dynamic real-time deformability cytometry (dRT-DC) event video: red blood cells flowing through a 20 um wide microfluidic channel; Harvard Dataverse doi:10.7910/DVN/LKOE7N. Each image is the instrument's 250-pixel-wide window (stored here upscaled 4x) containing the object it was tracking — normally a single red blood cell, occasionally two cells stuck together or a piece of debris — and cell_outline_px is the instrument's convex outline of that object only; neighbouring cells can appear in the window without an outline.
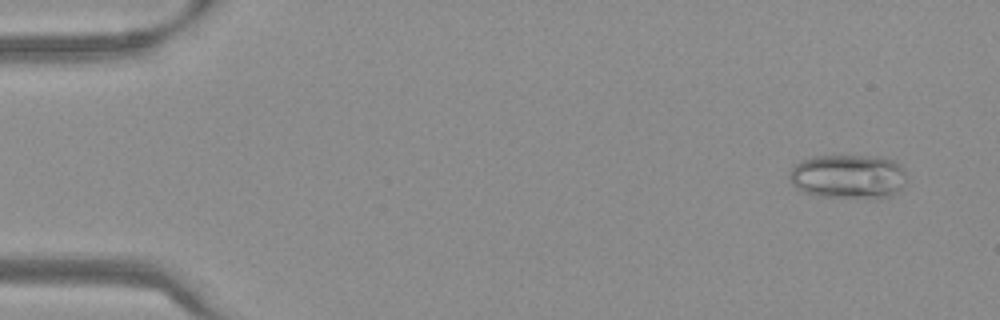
{"species": "Egyptian fruit bat (a non-hibernating species)", "species_latin": "Rousettus aegyptiacus", "temperature_condition": "warm", "stored_images_in_passage": 54, "camera_frame_rate_fps": 3000, "um_per_image_px": 0.085, "frame": {"image": 1, "passage_image": 4, "time_ms": 1.0, "image_size_px": [1000, 320], "cell_outline_px": [[908, 180], [892, 196], [872, 200], [820, 196], [804, 192], [796, 188], [792, 184], [788, 176], [792, 168], [796, 164], [804, 160], [816, 156], [876, 156], [892, 160], [900, 164], [904, 168], [908, 176]], "centroid_in_image_um": [72.16, 15.04], "position_along_channel_um": 12.8, "area_um2": 30.87}}
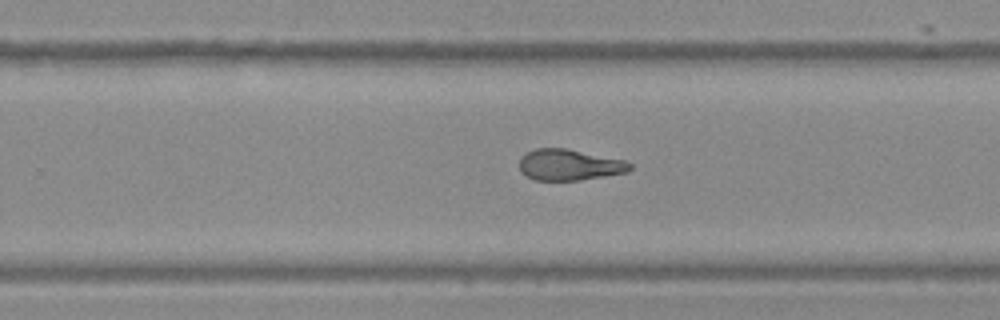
{"frame": {"image": 2, "passage_image": 35, "time_ms": 11.333, "image_size_px": [1000, 320], "cell_outline_px": [[632, 168], [628, 172], [580, 180], [536, 180], [520, 172], [520, 156], [536, 148], [564, 148], [624, 160], [632, 164]], "centroid_in_image_um": [48.39, 14.01], "position_along_channel_um": 281.4, "area_um2": 19.88}}
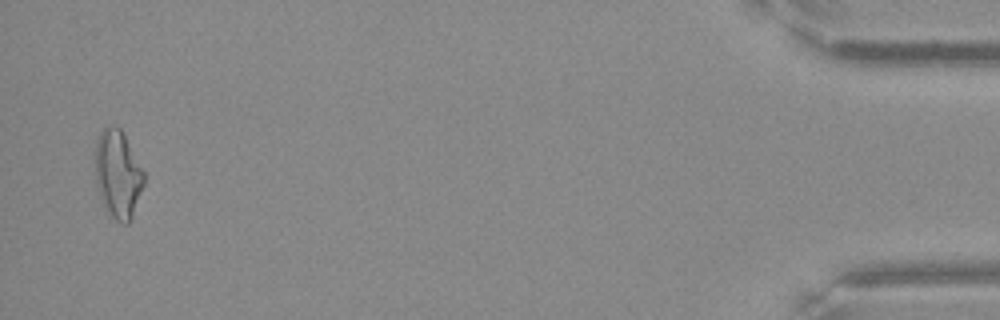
{"frame": {"image": 3, "passage_image": 53, "time_ms": 17.333, "image_size_px": [1000, 320], "cell_outline_px": [[144, 184], [132, 216], [128, 224], [120, 224], [108, 212], [104, 204], [96, 184], [96, 140], [100, 132], [104, 128], [120, 128], [144, 172]], "centroid_in_image_um": [10.02, 14.84], "position_along_channel_um": 425.2, "area_um2": 24.28}, "authors_computed_cell_mechanics": {"area_um2": 21.6172, "velocity_mm_per_s": 3.8066, "shape_relaxation_time_tau1_ms": null, "shape_relaxation_time_tau2_ms": 3.5263, "deformation_change_tau1": null, "deformation_change_tau2": 0.1279}}